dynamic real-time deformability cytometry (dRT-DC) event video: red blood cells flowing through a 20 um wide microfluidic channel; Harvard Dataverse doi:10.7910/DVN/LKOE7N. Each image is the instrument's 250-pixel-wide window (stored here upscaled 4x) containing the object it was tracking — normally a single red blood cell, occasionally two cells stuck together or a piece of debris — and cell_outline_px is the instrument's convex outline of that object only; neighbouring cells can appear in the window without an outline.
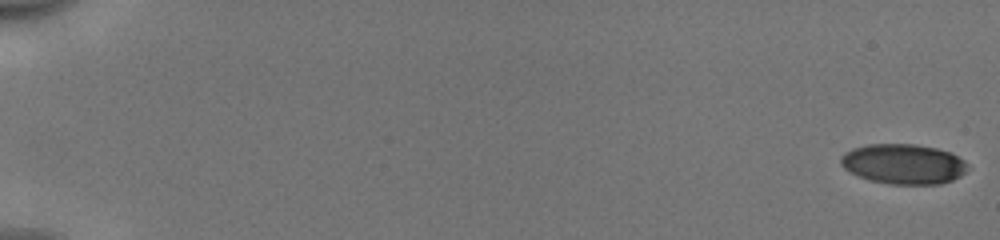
{"species": "human", "species_latin": "Homo sapiens", "temperature_condition": "cold", "stored_images_in_passage": 54, "camera_frame_rate_fps": 3000, "um_per_image_px": 0.085, "donor": {"sex": "male"}, "frame": {"image": 1, "passage_image": 1, "time_ms": 0.0, "image_size_px": [1000, 240], "cell_outline_px": [[968, 168], [960, 176], [952, 180], [940, 184], [888, 184], [872, 180], [860, 176], [844, 168], [840, 164], [840, 156], [844, 152], [852, 148], [868, 144], [916, 144], [936, 148], [952, 152], [964, 160], [968, 164]], "centroid_in_image_um": [76.8, 13.93], "position_along_channel_um": 8.2, "area_um2": 29.71}}
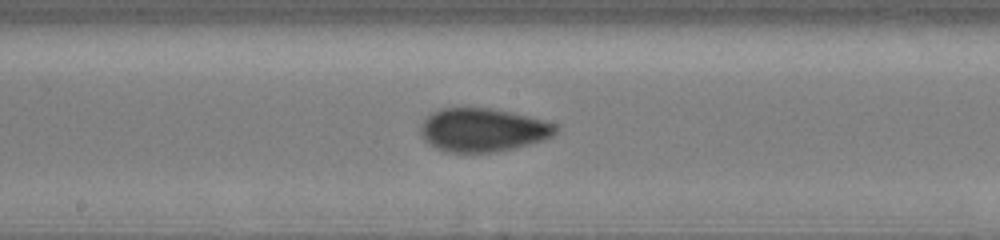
{"frame": {"image": 2, "passage_image": 31, "time_ms": 10.0, "image_size_px": [1000, 240], "cell_outline_px": [[560, 128], [552, 136], [544, 140], [516, 148], [492, 152], [444, 152], [428, 144], [420, 136], [420, 124], [432, 112], [440, 108], [492, 108], [512, 112], [544, 120], [556, 124]], "centroid_in_image_um": [41.03, 11.05], "position_along_channel_um": 207.2, "area_um2": 34.56}}
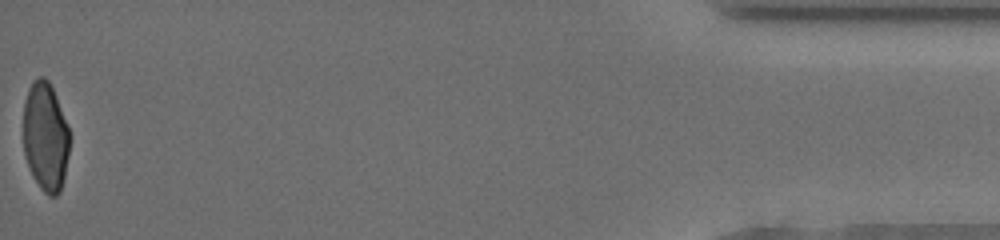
{"frame": {"image": 3, "passage_image": 54, "time_ms": 17.667, "image_size_px": [1000, 240], "cell_outline_px": [[68, 152], [64, 176], [60, 192], [56, 196], [48, 196], [40, 188], [32, 176], [24, 156], [24, 100], [28, 88], [32, 80], [40, 76], [44, 76], [48, 80], [52, 88], [68, 128]], "centroid_in_image_um": [3.83, 11.63], "position_along_channel_um": 431.4, "area_um2": 29.19}, "authors_computed_cell_mechanics": {"area_um2": 31.8767, "velocity_mm_per_s": 3.9817, "shape_relaxation_time_tau1_ms": 5.7646, "shape_relaxation_time_tau2_ms": 0.8707, "deformation_change_tau1": 0.1525, "deformation_change_tau2": 0.0507}}